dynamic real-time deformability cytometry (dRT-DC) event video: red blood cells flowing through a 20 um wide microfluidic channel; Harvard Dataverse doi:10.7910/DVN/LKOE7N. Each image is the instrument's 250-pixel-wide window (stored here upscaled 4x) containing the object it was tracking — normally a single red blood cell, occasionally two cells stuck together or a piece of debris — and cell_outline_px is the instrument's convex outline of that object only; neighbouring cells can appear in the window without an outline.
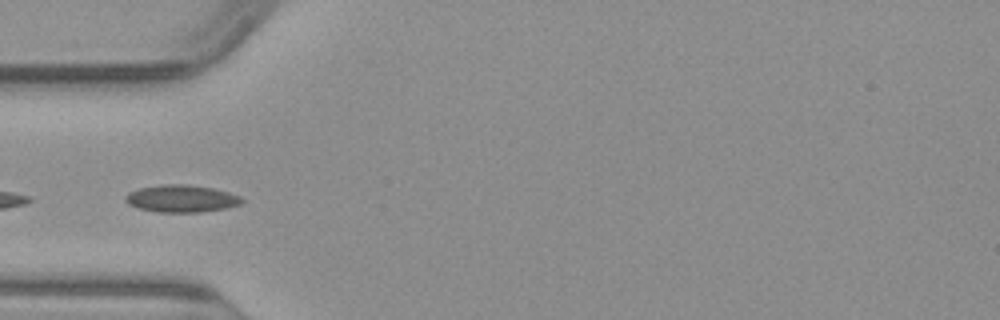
{"species": "common noctule bat (a hibernating species)", "species_latin": "Nyctalus noctula", "temperature_condition": "warm", "stored_images_in_passage": 8, "camera_frame_rate_fps": 3000, "um_per_image_px": 0.085, "animal": {"sex": "male", "body_mass_g": 23.1, "forearm_length_mm": 52.7}, "frame": {"image": 1, "passage_image": 2, "time_ms": 0.333, "image_size_px": [1000, 320], "cell_outline_px": [[244, 200], [240, 204], [224, 208], [200, 212], [156, 212], [136, 208], [128, 204], [124, 200], [124, 196], [128, 192], [140, 188], [164, 184], [188, 184], [212, 188], [228, 192], [240, 196]], "centroid_in_image_um": [15.37, 16.88], "position_along_channel_um": 69.6, "area_um2": 18.55}}